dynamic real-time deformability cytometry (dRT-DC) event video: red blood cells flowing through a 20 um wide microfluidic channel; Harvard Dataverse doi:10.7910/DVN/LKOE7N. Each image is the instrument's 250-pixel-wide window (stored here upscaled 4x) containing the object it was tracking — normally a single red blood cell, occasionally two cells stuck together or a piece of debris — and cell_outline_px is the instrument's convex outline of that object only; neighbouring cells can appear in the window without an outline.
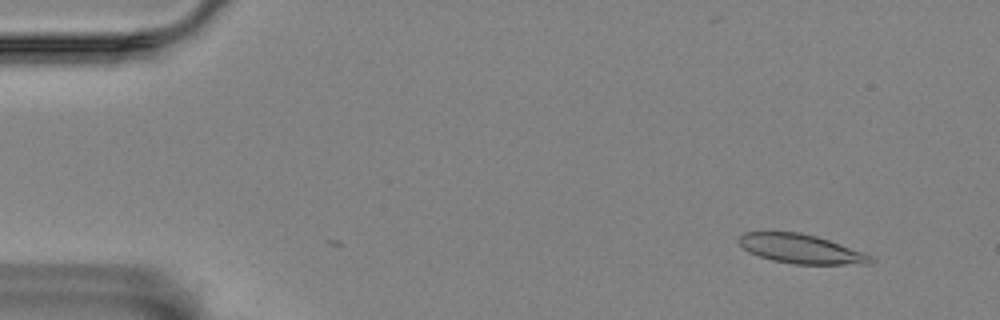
{"species": "Egyptian fruit bat (a non-hibernating species)", "species_latin": "Rousettus aegyptiacus", "temperature_condition": "room temperature", "stored_images_in_passage": 5, "camera_frame_rate_fps": 3000, "um_per_image_px": 0.085, "animal": {"sex": "female"}, "frame": {"image": 1, "passage_image": 5, "time_ms": 1.333, "image_size_px": [1000, 320], "cell_outline_px": [[876, 260], [872, 264], [796, 264], [772, 260], [748, 252], [736, 240], [744, 232], [800, 232], [816, 236], [864, 252], [872, 256]], "centroid_in_image_um": [68.1, 21.16], "position_along_channel_um": 16.9, "area_um2": 22.37}}